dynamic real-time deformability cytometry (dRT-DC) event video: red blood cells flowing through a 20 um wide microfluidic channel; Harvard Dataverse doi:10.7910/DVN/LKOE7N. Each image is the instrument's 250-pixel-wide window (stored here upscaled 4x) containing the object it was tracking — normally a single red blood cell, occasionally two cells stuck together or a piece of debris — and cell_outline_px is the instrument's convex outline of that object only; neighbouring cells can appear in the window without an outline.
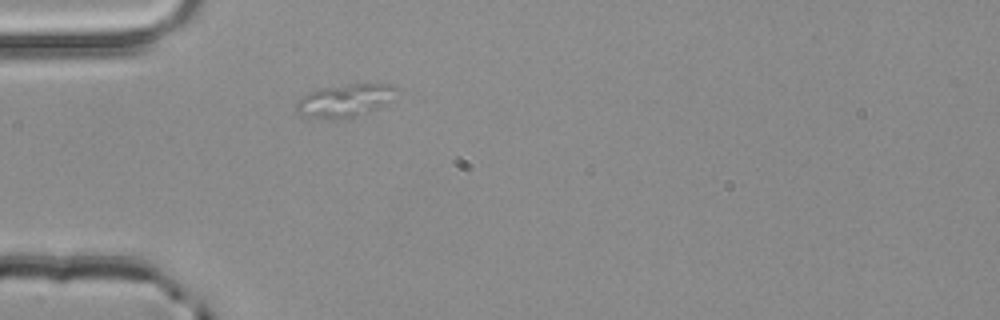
{"species": "common noctule bat (a hibernating species)", "species_latin": "Nyctalus noctula", "temperature_condition": "room temperature", "stored_images_in_passage": 1, "camera_frame_rate_fps": 3000, "um_per_image_px": 0.085, "animal": {"sex": "male", "body_mass_g": 20.4}, "frame": {"image": 1, "passage_image": 1, "time_ms": 0.0, "image_size_px": [1000, 320], "cell_outline_px": [[400, 88], [384, 104], [368, 112], [356, 116], [332, 120], [328, 120], [308, 116], [296, 112], [296, 104], [300, 96], [308, 92], [320, 88], [352, 84], [392, 84]], "centroid_in_image_um": [29.27, 8.54], "position_along_channel_um": 55.7, "area_um2": 19.07}}